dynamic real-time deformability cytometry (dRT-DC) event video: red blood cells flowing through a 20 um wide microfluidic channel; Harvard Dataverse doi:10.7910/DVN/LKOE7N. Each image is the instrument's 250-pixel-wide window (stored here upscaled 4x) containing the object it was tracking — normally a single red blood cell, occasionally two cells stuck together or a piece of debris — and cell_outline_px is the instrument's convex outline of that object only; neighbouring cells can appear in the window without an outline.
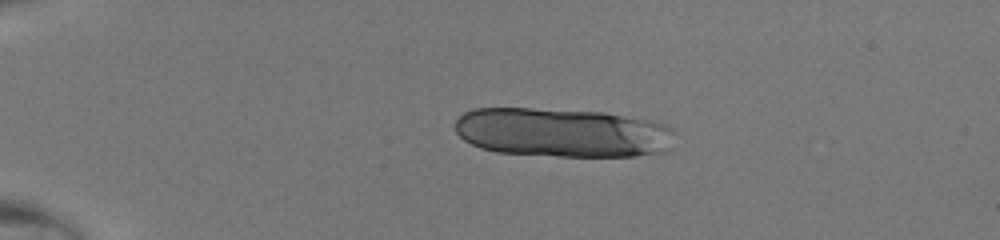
{"species": "human", "species_latin": "Homo sapiens", "temperature_condition": "room temperature", "stored_images_in_passage": 49, "camera_frame_rate_fps": 3000, "um_per_image_px": 0.085, "donor": {"sex": "male"}, "frame": {"image": 1, "passage_image": 12, "time_ms": 3.667, "image_size_px": [1000, 240], "cell_outline_px": [[676, 132], [672, 148], [664, 152], [636, 156], [560, 156], [496, 152], [480, 148], [464, 140], [456, 132], [456, 120], [464, 112], [472, 108], [532, 108], [604, 112], [652, 120], [664, 124], [672, 128]], "centroid_in_image_um": [47.85, 11.27], "position_along_channel_um": 37.1, "area_um2": 63.64}}
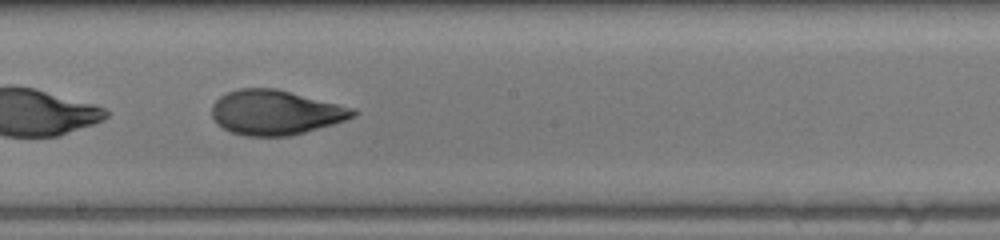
{"frame": {"image": 2, "passage_image": 30, "time_ms": 9.667, "image_size_px": [1000, 240], "cell_outline_px": [[360, 112], [356, 116], [332, 124], [304, 132], [288, 136], [244, 136], [232, 132], [216, 124], [212, 116], [212, 104], [220, 96], [228, 92], [240, 88], [276, 88], [356, 108]], "centroid_in_image_um": [23.43, 9.55], "position_along_channel_um": 224.8, "area_um2": 36.88}}
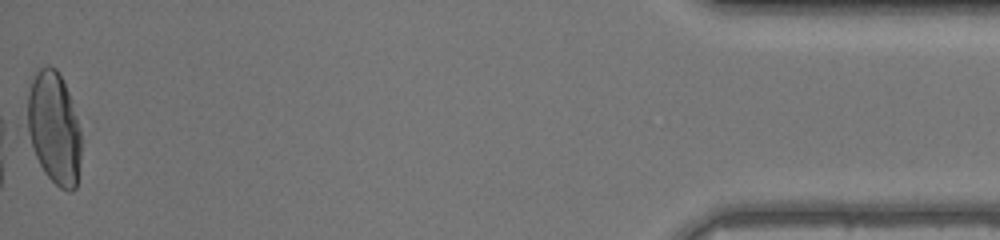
{"frame": {"image": 3, "passage_image": 49, "time_ms": 16.0, "image_size_px": [1000, 240], "cell_outline_px": [[80, 160], [76, 188], [72, 192], [68, 192], [60, 188], [44, 172], [16, 128], [32, 80], [36, 72], [40, 68], [48, 64], [56, 68], [68, 92], [80, 128]], "centroid_in_image_um": [4.41, 10.89], "position_along_channel_um": 430.8, "area_um2": 37.86}}